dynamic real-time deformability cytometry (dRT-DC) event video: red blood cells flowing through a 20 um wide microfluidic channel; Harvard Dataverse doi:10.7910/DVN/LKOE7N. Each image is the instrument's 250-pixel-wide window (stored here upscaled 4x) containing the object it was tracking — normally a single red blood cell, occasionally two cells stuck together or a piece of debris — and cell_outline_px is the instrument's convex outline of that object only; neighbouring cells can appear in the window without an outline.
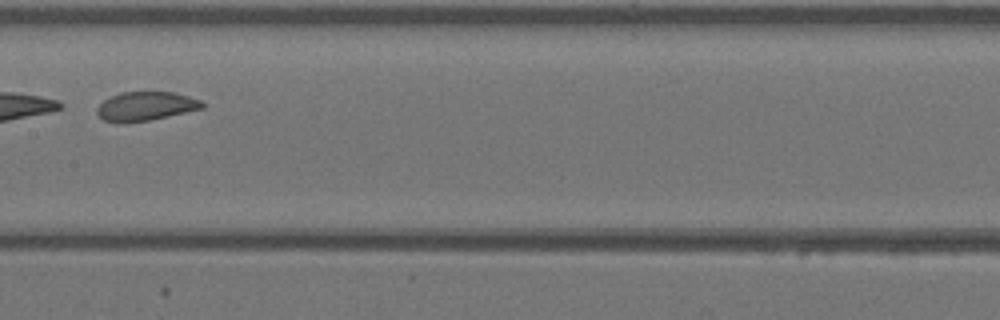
{"species": "Egyptian fruit bat (a non-hibernating species)", "species_latin": "Rousettus aegyptiacus", "temperature_condition": "warm", "stored_images_in_passage": 32, "camera_frame_rate_fps": 3000, "um_per_image_px": 0.085, "animal": {"sex": "female"}, "frame": {"image": 1, "passage_image": 14, "time_ms": 4.333, "image_size_px": [1000, 320], "cell_outline_px": [[204, 108], [168, 116], [148, 120], [124, 124], [116, 124], [104, 120], [96, 112], [96, 108], [104, 100], [120, 92], [172, 92], [188, 96], [200, 100], [204, 104]], "centroid_in_image_um": [12.35, 9.04], "position_along_channel_um": 195.1, "area_um2": 17.8}}
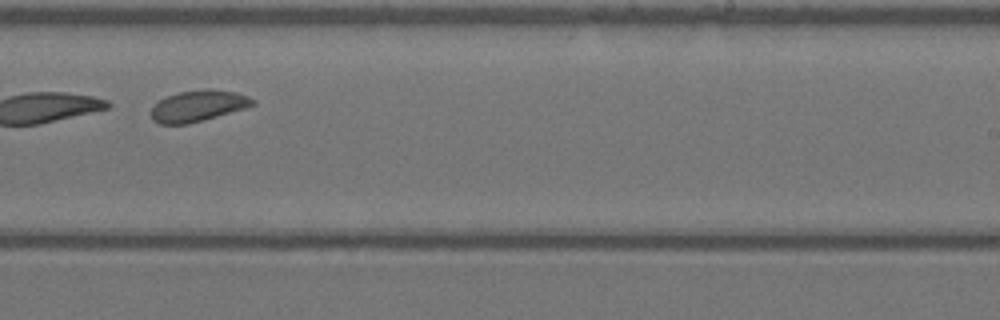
{"frame": {"image": 2, "passage_image": 19, "time_ms": 6.0, "image_size_px": [1000, 320], "cell_outline_px": [[256, 104], [244, 108], [204, 120], [188, 124], [160, 124], [152, 120], [152, 108], [160, 100], [168, 96], [180, 92], [208, 88], [236, 92], [248, 96], [256, 100]], "centroid_in_image_um": [16.87, 9.0], "position_along_channel_um": 272.1, "area_um2": 18.32}}